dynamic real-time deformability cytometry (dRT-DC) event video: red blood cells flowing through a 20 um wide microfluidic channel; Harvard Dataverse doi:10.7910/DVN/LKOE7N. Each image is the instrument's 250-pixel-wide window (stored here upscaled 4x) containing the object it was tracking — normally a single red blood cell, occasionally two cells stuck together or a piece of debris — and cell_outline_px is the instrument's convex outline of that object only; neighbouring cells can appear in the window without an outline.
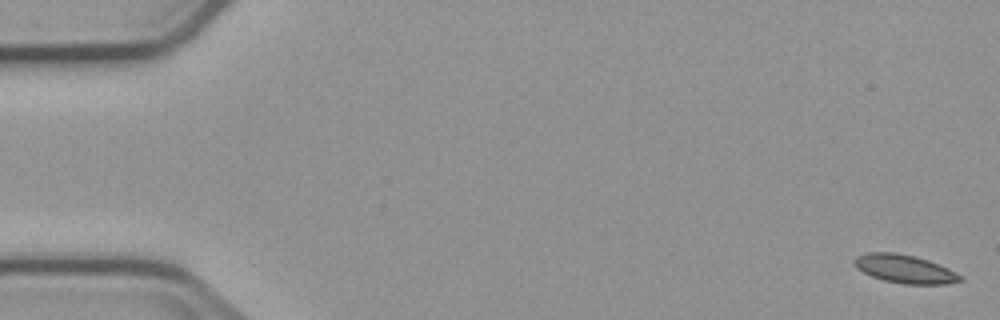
{"species": "common noctule bat (a hibernating species)", "species_latin": "Nyctalus noctula", "temperature_condition": "cold", "stored_images_in_passage": 6, "camera_frame_rate_fps": 3000, "um_per_image_px": 0.085, "animal": {"sex": "male", "body_mass_g": 23.1, "forearm_length_mm": 52.7}, "frame": {"image": 1, "passage_image": 1, "time_ms": 0.0, "image_size_px": [1000, 320], "cell_outline_px": [[964, 280], [944, 284], [904, 284], [884, 280], [872, 276], [856, 268], [852, 260], [856, 256], [868, 252], [896, 252], [916, 256], [928, 260], [948, 268], [964, 276]], "centroid_in_image_um": [76.91, 22.85], "position_along_channel_um": 8.1, "area_um2": 17.63}}
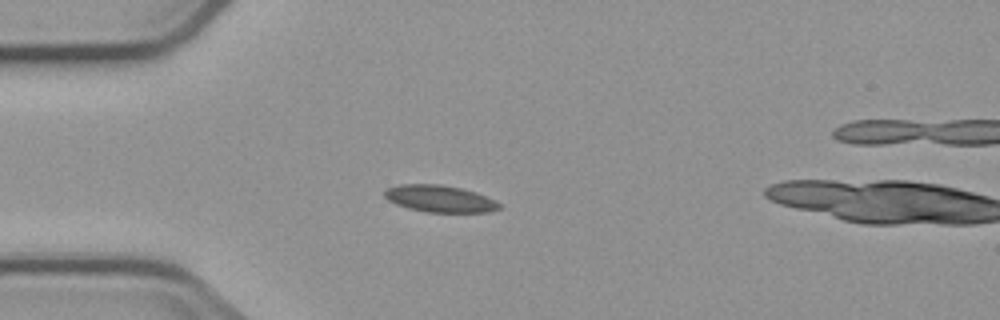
{"frame": {"image": 2, "passage_image": 5, "time_ms": 4.667, "image_size_px": [1000, 320], "cell_outline_px": [[500, 208], [488, 212], [428, 212], [408, 208], [396, 204], [388, 200], [384, 196], [384, 192], [388, 188], [400, 184], [440, 184], [460, 188], [476, 192], [496, 200], [500, 204]], "centroid_in_image_um": [37.38, 16.89], "position_along_channel_um": 47.6, "area_um2": 17.92}}